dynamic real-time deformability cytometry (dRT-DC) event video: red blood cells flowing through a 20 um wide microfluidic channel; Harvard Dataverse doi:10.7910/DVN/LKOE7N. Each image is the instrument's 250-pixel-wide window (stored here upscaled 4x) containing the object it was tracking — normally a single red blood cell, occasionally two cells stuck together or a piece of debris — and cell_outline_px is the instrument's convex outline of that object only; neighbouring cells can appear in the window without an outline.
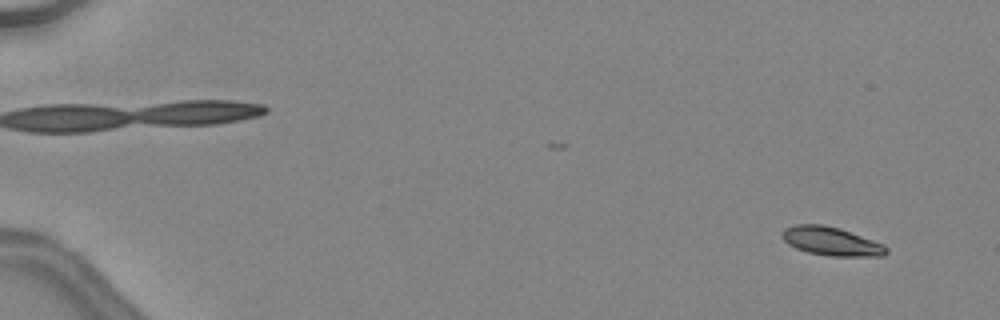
{"species": "common noctule bat (a hibernating species)", "species_latin": "Nyctalus noctula", "temperature_condition": "warm", "stored_images_in_passage": 48, "camera_frame_rate_fps": 3000, "um_per_image_px": 0.085, "animal": {"sex": "female", "body_mass_g": 24.6, "forearm_length_mm": 56.2}, "frame": {"image": 1, "passage_image": 4, "time_ms": 1.0, "image_size_px": [1000, 320], "cell_outline_px": [[888, 252], [884, 256], [828, 256], [808, 252], [796, 248], [788, 244], [780, 236], [780, 232], [784, 228], [796, 224], [824, 224], [840, 228], [884, 244], [888, 248]], "centroid_in_image_um": [70.64, 20.5], "position_along_channel_um": 14.4, "area_um2": 17.57}}
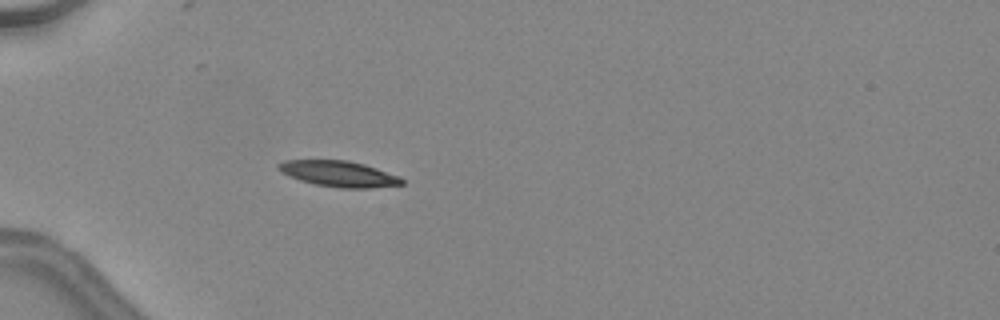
{"frame": {"image": 2, "passage_image": 17, "time_ms": 5.333, "image_size_px": [1000, 320], "cell_outline_px": [[404, 184], [372, 188], [340, 188], [316, 184], [300, 180], [288, 176], [280, 172], [276, 168], [276, 164], [284, 160], [348, 160], [364, 164], [400, 176], [404, 180]], "centroid_in_image_um": [28.78, 14.77], "position_along_channel_um": 56.2, "area_um2": 18.73}, "authors_computed_cell_mechanics": {"area_um2": 18.3226, "velocity_mm_per_s": 4.5188, "shape_relaxation_time_tau1_ms": 6.7241, "shape_relaxation_time_tau2_ms": null, "deformation_change_tau1": 0.1718, "deformation_change_tau2": null}}